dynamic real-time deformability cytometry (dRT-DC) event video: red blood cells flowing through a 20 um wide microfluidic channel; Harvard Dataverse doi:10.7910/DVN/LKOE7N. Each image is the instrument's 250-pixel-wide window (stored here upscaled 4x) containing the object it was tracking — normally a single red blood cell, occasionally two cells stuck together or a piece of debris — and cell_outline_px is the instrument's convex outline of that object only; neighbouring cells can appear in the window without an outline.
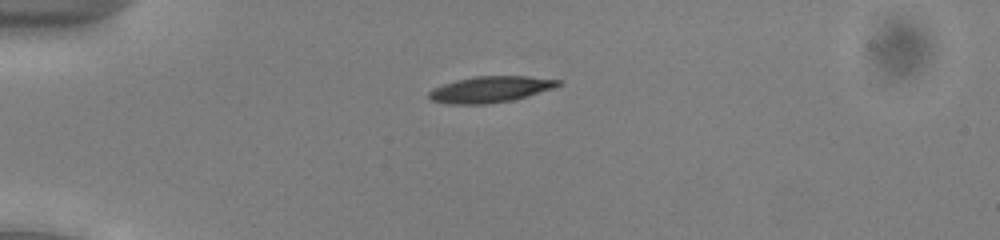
{"species": "common noctule bat (a hibernating species)", "species_latin": "Nyctalus noctula", "temperature_condition": "cold", "stored_images_in_passage": 40, "camera_frame_rate_fps": 3000, "um_per_image_px": 0.085, "animal": {"sex": "male", "body_mass_g": 13.0, "forearm_length_mm": 53.1}, "frame": {"image": 1, "passage_image": 1, "time_ms": 0.0, "image_size_px": [1000, 240], "cell_outline_px": [[560, 84], [556, 88], [512, 100], [488, 104], [444, 104], [432, 100], [428, 96], [428, 92], [432, 88], [456, 80], [472, 76], [528, 76], [560, 80]], "centroid_in_image_um": [41.66, 7.6], "position_along_channel_um": 43.3, "area_um2": 19.83}}
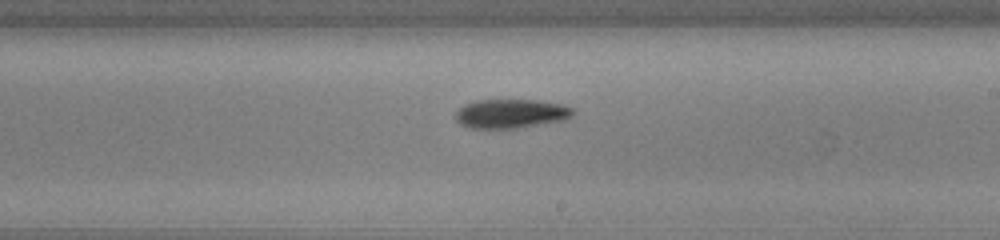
{"frame": {"image": 2, "passage_image": 19, "time_ms": 6.0, "image_size_px": [1000, 240], "cell_outline_px": [[576, 112], [572, 116], [564, 120], [516, 128], [472, 128], [460, 124], [456, 120], [456, 112], [464, 104], [476, 100], [540, 100], [564, 104], [572, 108]], "centroid_in_image_um": [43.46, 9.65], "position_along_channel_um": 245.5, "area_um2": 19.94}}
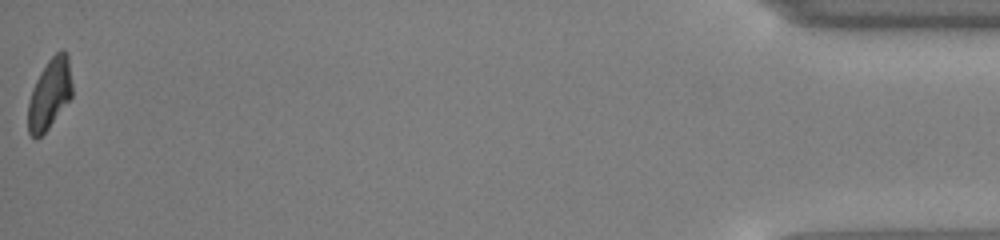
{"frame": {"image": 3, "passage_image": 40, "time_ms": 13.0, "image_size_px": [1000, 240], "cell_outline_px": [[72, 96], [48, 128], [36, 140], [28, 132], [28, 104], [32, 88], [40, 72], [48, 60], [60, 48], [64, 48], [68, 52], [72, 84]], "centroid_in_image_um": [4.23, 7.93], "position_along_channel_um": 431.0, "area_um2": 18.21}, "authors_computed_cell_mechanics": {"area_um2": 19.2185, "velocity_mm_per_s": 3.9377, "shape_relaxation_time_tau1_ms": 2.6944, "shape_relaxation_time_tau2_ms": null, "deformation_change_tau1": 0.1214, "deformation_change_tau2": null}}